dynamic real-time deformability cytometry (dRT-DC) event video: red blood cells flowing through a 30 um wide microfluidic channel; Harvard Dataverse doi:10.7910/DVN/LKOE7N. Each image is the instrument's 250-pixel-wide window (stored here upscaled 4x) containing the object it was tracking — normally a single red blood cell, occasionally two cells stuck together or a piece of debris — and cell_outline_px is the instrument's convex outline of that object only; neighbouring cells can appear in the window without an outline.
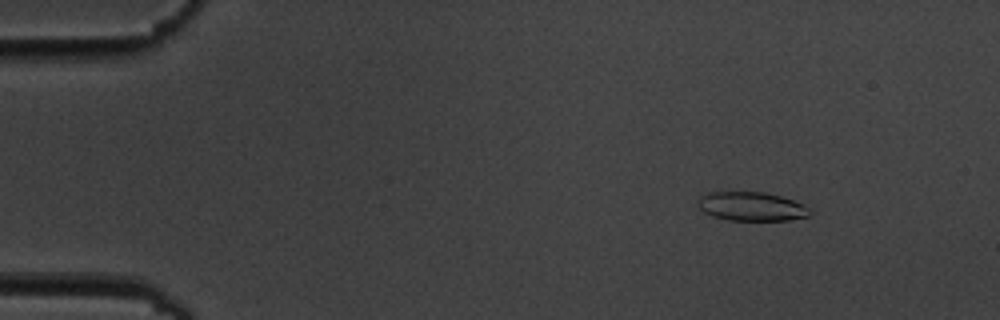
{"species": "common noctule bat (a hibernating species)", "species_latin": "Nyctalus noctula", "temperature_condition": "cold", "stored_images_in_passage": 5, "camera_frame_rate_fps": 3000, "um_per_image_px": 0.085, "animal": {"sex": "male", "body_mass_g": 19.5, "forearm_length_mm": 54.6}, "frame": {"image": 1, "passage_image": 3, "time_ms": 2.333, "image_size_px": [1000, 320], "cell_outline_px": [[812, 212], [808, 216], [788, 220], [728, 220], [712, 216], [704, 212], [696, 204], [700, 196], [708, 192], [764, 192], [780, 196], [792, 200], [808, 208]], "centroid_in_image_um": [63.83, 17.55], "position_along_channel_um": 21.2, "area_um2": 18.73}}